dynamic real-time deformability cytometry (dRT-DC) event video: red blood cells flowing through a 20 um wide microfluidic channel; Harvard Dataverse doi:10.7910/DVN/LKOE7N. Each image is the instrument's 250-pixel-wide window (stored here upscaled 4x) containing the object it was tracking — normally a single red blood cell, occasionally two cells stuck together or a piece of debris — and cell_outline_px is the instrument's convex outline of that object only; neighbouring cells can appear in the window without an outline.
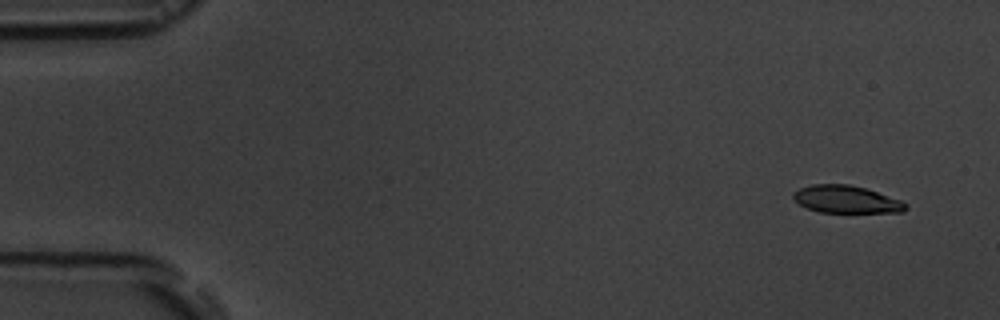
{"species": "common noctule bat (a hibernating species)", "species_latin": "Nyctalus noctula", "temperature_condition": "room temperature", "stored_images_in_passage": 4, "camera_frame_rate_fps": 3000, "um_per_image_px": 0.085, "animal": {"sex": "male", "body_mass_g": 19.5, "forearm_length_mm": 54.6}, "frame": {"image": 1, "passage_image": 1, "time_ms": 0.0, "image_size_px": [1000, 320], "cell_outline_px": [[908, 208], [904, 212], [820, 212], [808, 208], [800, 204], [792, 196], [792, 192], [800, 188], [812, 184], [848, 184], [864, 188], [900, 200], [908, 204]], "centroid_in_image_um": [71.93, 16.94], "position_along_channel_um": 13.1, "area_um2": 17.8}}
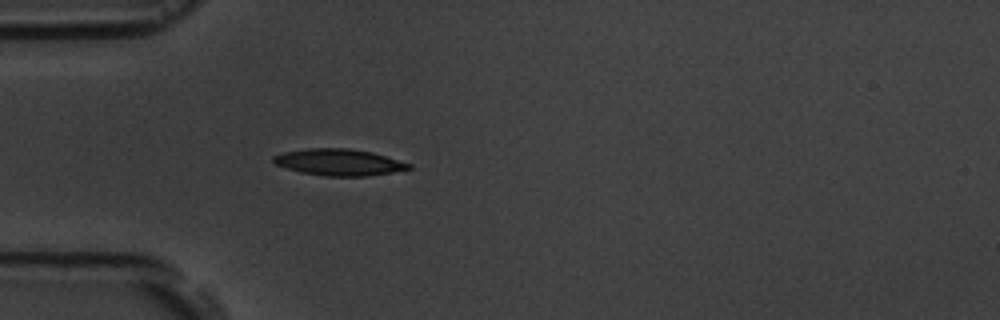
{"frame": {"image": 2, "passage_image": 4, "time_ms": 4.333, "image_size_px": [1000, 320], "cell_outline_px": [[412, 168], [392, 172], [368, 176], [324, 176], [300, 172], [276, 164], [272, 160], [272, 156], [284, 152], [308, 148], [348, 148], [372, 152], [412, 164]], "centroid_in_image_um": [28.81, 13.79], "position_along_channel_um": 56.2, "area_um2": 20.87}}